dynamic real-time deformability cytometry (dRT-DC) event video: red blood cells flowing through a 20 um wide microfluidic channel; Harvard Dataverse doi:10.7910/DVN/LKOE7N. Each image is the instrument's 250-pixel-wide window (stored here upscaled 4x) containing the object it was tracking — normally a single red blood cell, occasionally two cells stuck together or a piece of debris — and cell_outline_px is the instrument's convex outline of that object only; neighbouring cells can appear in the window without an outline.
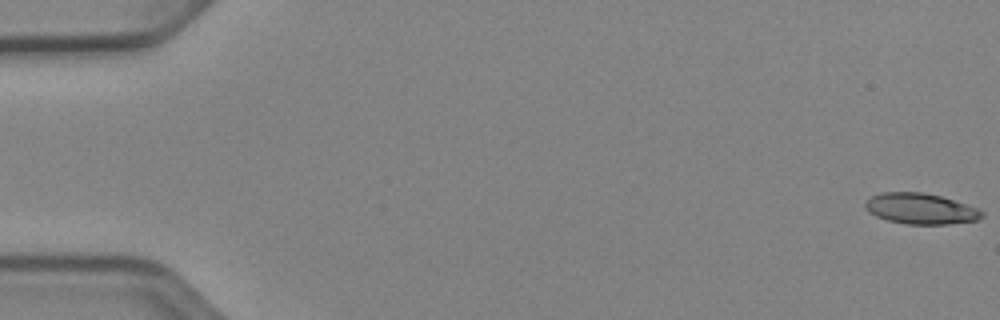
{"species": "Egyptian fruit bat (a non-hibernating species)", "species_latin": "Rousettus aegyptiacus", "temperature_condition": "cold", "stored_images_in_passage": 52, "camera_frame_rate_fps": 3000, "um_per_image_px": 0.085, "animal": {"sex": "female"}, "frame": {"image": 1, "passage_image": 1, "time_ms": 0.0, "image_size_px": [1000, 320], "cell_outline_px": [[984, 216], [976, 220], [948, 224], [904, 224], [888, 220], [876, 216], [868, 212], [864, 208], [864, 204], [872, 196], [880, 192], [924, 192], [940, 196], [976, 208], [984, 212]], "centroid_in_image_um": [78.21, 17.74], "position_along_channel_um": 6.8, "area_um2": 20.81}}
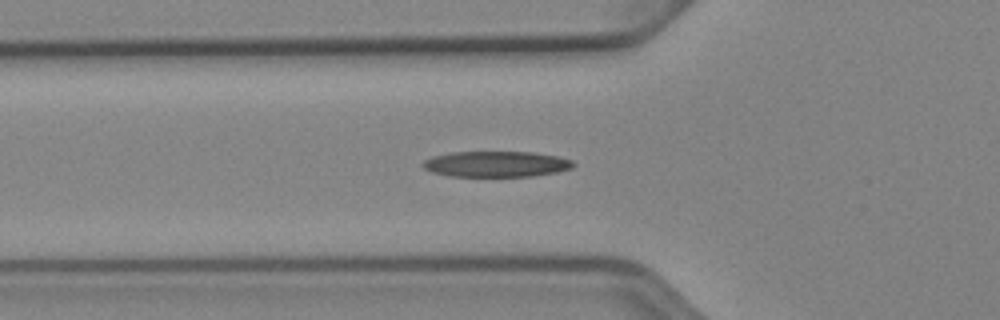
{"frame": {"image": 2, "passage_image": 19, "time_ms": 6.0, "image_size_px": [1000, 320], "cell_outline_px": [[576, 164], [572, 168], [556, 172], [532, 176], [448, 176], [432, 172], [424, 168], [420, 164], [424, 160], [432, 156], [452, 152], [532, 152], [560, 156], [572, 160]], "centroid_in_image_um": [42.18, 13.94], "position_along_channel_um": 83.6, "area_um2": 22.72}}
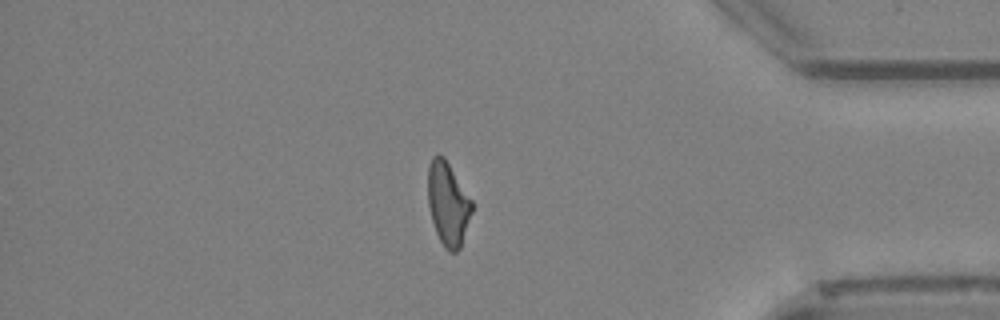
{"frame": {"image": 3, "passage_image": 45, "time_ms": 14.667, "image_size_px": [1000, 320], "cell_outline_px": [[472, 212], [460, 248], [456, 252], [448, 252], [444, 248], [436, 232], [432, 220], [428, 204], [428, 164], [432, 156], [444, 156], [472, 200]], "centroid_in_image_um": [38.07, 17.32], "position_along_channel_um": 397.1, "area_um2": 21.33}, "authors_computed_cell_mechanics": {"area_um2": 21.8773, "velocity_mm_per_s": 3.9447, "shape_relaxation_time_tau1_ms": 6.0327, "shape_relaxation_time_tau2_ms": 4.7485, "deformation_change_tau1": 0.1997, "deformation_change_tau2": 0.1493}}